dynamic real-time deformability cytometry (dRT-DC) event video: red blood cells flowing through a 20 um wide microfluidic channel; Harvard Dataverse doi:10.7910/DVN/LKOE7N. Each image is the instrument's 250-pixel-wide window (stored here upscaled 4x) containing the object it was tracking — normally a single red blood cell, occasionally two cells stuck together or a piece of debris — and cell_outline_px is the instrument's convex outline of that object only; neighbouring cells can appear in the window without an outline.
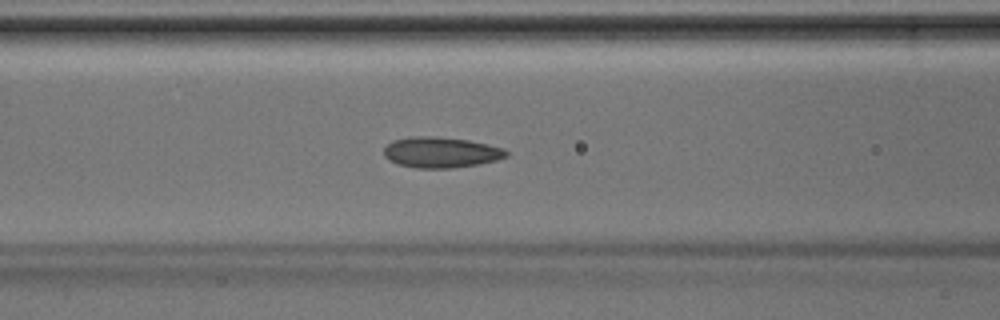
{"species": "Egyptian fruit bat (a non-hibernating species)", "species_latin": "Rousettus aegyptiacus", "temperature_condition": "room temperature", "stored_images_in_passage": 44, "camera_frame_rate_fps": 3000, "um_per_image_px": 0.085, "animal": {"sex": "male"}, "frame": {"image": 1, "passage_image": 18, "time_ms": 5.667, "image_size_px": [1000, 320], "cell_outline_px": [[508, 156], [496, 160], [480, 164], [452, 168], [416, 168], [396, 164], [388, 160], [384, 156], [384, 148], [392, 140], [408, 136], [432, 136], [468, 140], [488, 144], [504, 148], [508, 152]], "centroid_in_image_um": [37.46, 12.95], "position_along_channel_um": 129.1, "area_um2": 22.14}}
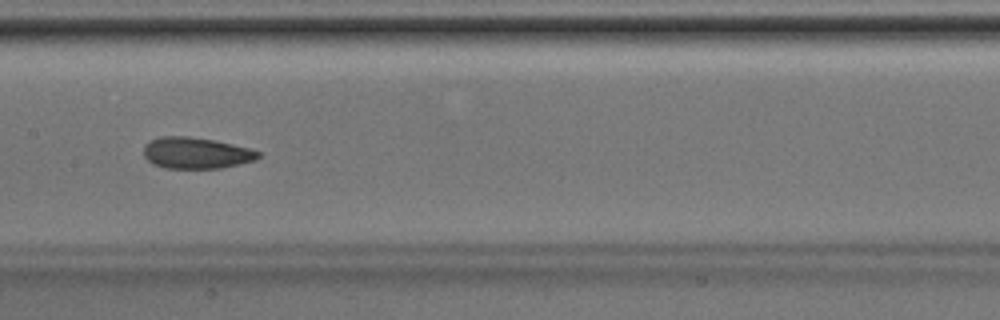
{"frame": {"image": 2, "passage_image": 22, "time_ms": 7.0, "image_size_px": [1000, 320], "cell_outline_px": [[260, 156], [256, 160], [220, 168], [164, 168], [152, 164], [144, 156], [144, 144], [160, 136], [188, 136], [212, 140], [232, 144], [248, 148], [260, 152]], "centroid_in_image_um": [16.64, 13.01], "position_along_channel_um": 190.8, "area_um2": 20.81}}
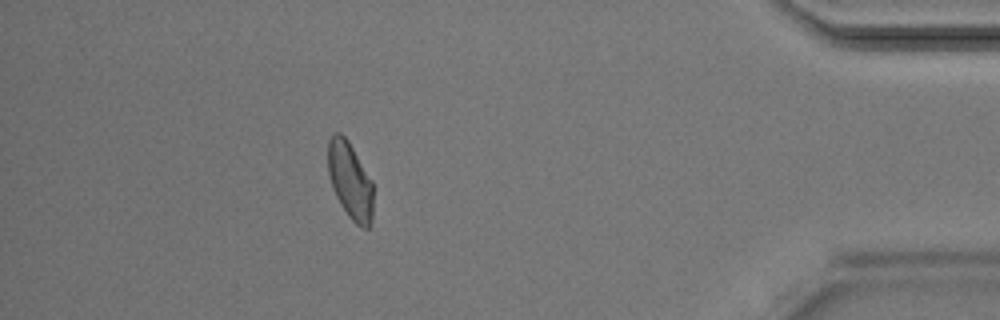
{"frame": {"image": 3, "passage_image": 39, "time_ms": 12.667, "image_size_px": [1000, 320], "cell_outline_px": [[372, 220], [368, 228], [360, 228], [348, 216], [340, 204], [332, 188], [328, 172], [328, 140], [336, 132], [340, 132], [348, 140], [372, 180]], "centroid_in_image_um": [29.75, 15.36], "position_along_channel_um": 405.4, "area_um2": 20.29}}